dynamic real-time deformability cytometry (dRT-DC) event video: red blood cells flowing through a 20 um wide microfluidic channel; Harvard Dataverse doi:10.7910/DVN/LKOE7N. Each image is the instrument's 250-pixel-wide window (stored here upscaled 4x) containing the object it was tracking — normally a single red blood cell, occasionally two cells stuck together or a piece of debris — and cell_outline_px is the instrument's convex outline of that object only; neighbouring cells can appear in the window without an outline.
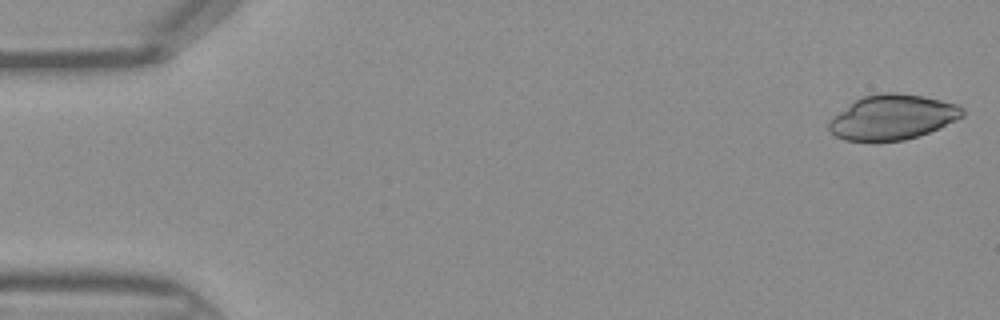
{"species": "Egyptian fruit bat (a non-hibernating species)", "species_latin": "Rousettus aegyptiacus", "temperature_condition": "warm", "stored_images_in_passage": 44, "camera_frame_rate_fps": 3000, "um_per_image_px": 0.085, "frame": {"image": 1, "passage_image": 1, "time_ms": 0.0, "image_size_px": [1000, 320], "cell_outline_px": [[964, 116], [956, 120], [928, 132], [904, 140], [844, 140], [836, 136], [828, 128], [828, 124], [832, 116], [848, 104], [864, 96], [876, 92], [896, 92], [924, 96], [960, 104], [964, 108]], "centroid_in_image_um": [75.87, 9.93], "position_along_channel_um": 9.1, "area_um2": 34.91}}